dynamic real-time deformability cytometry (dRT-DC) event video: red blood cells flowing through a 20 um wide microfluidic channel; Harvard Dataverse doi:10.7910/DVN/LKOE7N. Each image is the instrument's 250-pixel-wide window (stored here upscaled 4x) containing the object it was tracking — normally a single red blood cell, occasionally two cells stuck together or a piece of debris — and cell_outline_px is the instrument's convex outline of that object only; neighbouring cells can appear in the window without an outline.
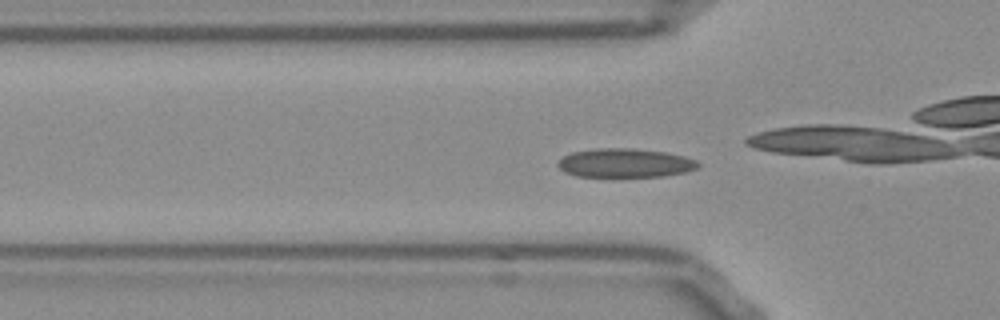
{"species": "Egyptian fruit bat (a non-hibernating species)", "species_latin": "Rousettus aegyptiacus", "temperature_condition": "room temperature", "stored_images_in_passage": 53, "camera_frame_rate_fps": 3000, "um_per_image_px": 0.085, "frame": {"image": 1, "passage_image": 16, "time_ms": 5.0, "image_size_px": [1000, 320], "cell_outline_px": [[700, 164], [696, 168], [684, 172], [664, 176], [612, 180], [576, 176], [564, 172], [556, 164], [564, 156], [572, 152], [596, 148], [632, 148], [664, 152], [684, 156], [696, 160]], "centroid_in_image_um": [53.08, 13.91], "position_along_channel_um": 72.7, "area_um2": 24.68}, "authors_computed_cell_mechanics": {"area_um2": 22.253, "velocity_mm_per_s": 3.8036, "shape_relaxation_time_tau1_ms": 9.2681, "shape_relaxation_time_tau2_ms": 1.696, "deformation_change_tau1": 0.1391, "deformation_change_tau2": 0.0695}}